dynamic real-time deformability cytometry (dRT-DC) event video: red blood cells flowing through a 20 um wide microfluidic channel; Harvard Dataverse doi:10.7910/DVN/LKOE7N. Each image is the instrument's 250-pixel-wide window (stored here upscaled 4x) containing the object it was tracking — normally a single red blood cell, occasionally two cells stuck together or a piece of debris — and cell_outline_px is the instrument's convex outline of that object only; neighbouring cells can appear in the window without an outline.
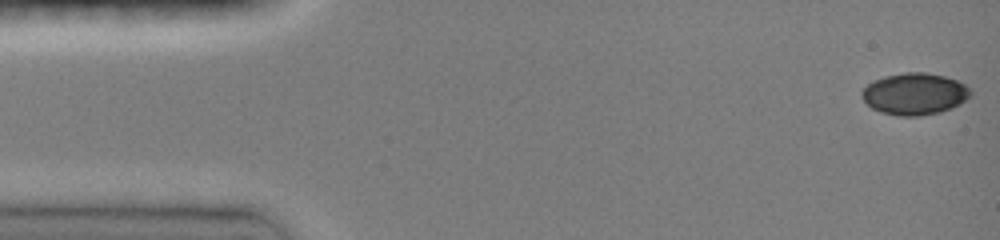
{"species": "common noctule bat (a hibernating species)", "species_latin": "Nyctalus noctula", "temperature_condition": "room temperature", "stored_images_in_passage": 46, "camera_frame_rate_fps": 3000, "um_per_image_px": 0.085, "animal": {"sex": "female", "body_mass_g": 19.0, "forearm_length_mm": 51.5}, "frame": {"image": 1, "passage_image": 1, "time_ms": 0.0, "image_size_px": [1000, 240], "cell_outline_px": [[972, 92], [964, 100], [952, 108], [940, 112], [920, 116], [896, 116], [880, 112], [872, 108], [860, 96], [860, 92], [872, 80], [884, 76], [904, 72], [924, 72], [944, 76], [956, 80], [964, 84]], "centroid_in_image_um": [77.69, 7.98], "position_along_channel_um": 7.3, "area_um2": 26.47}}
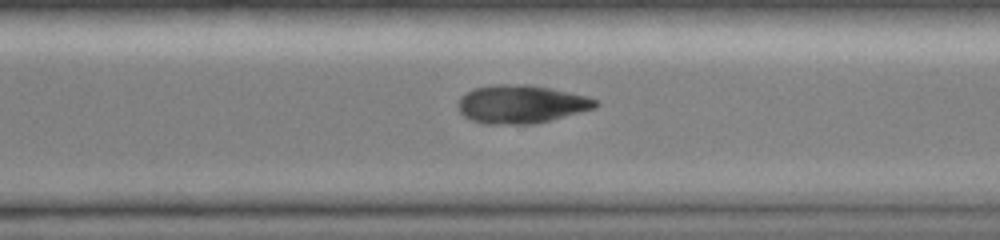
{"frame": {"image": 2, "passage_image": 33, "time_ms": 10.667, "image_size_px": [1000, 240], "cell_outline_px": [[600, 104], [596, 108], [532, 124], [484, 124], [472, 120], [464, 116], [460, 112], [460, 96], [472, 88], [492, 84], [528, 84], [588, 96], [596, 100]], "centroid_in_image_um": [44.29, 8.84], "position_along_channel_um": 326.3, "area_um2": 30.52}}
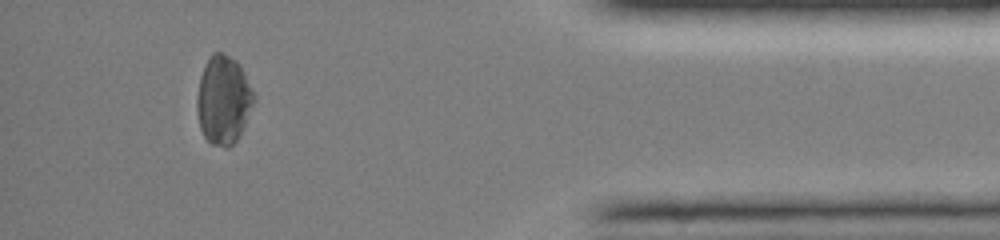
{"frame": {"image": 3, "passage_image": 42, "time_ms": 13.667, "image_size_px": [1000, 240], "cell_outline_px": [[256, 100], [236, 140], [228, 148], [224, 148], [212, 144], [204, 136], [200, 128], [196, 108], [196, 96], [200, 76], [204, 64], [208, 56], [212, 52], [220, 52], [236, 60], [256, 96]], "centroid_in_image_um": [18.96, 8.48], "position_along_channel_um": 416.2, "area_um2": 29.36}}